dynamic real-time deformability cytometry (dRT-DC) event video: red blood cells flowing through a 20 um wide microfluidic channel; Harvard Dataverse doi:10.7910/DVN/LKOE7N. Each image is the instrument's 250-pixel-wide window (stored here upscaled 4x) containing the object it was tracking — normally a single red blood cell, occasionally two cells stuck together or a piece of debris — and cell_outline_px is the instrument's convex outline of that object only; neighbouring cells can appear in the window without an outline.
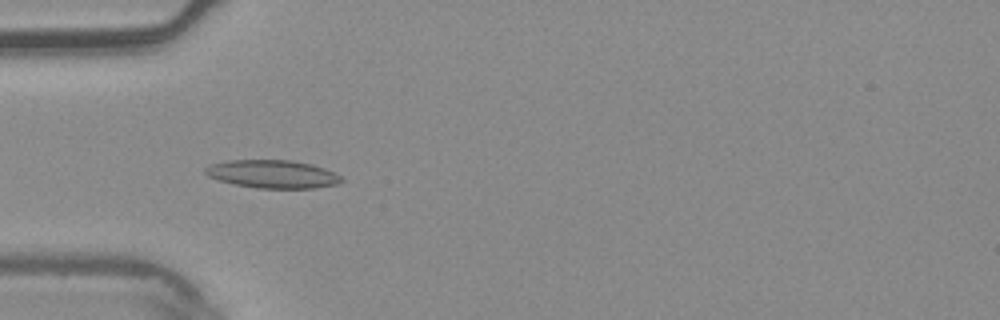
{"species": "common noctule bat (a hibernating species)", "species_latin": "Nyctalus noctula", "temperature_condition": "warm", "stored_images_in_passage": 6, "camera_frame_rate_fps": 3000, "um_per_image_px": 0.085, "animal": {"sex": "male", "body_mass_g": 20.4}, "frame": {"image": 1, "passage_image": 5, "time_ms": 1.333, "image_size_px": [1000, 320], "cell_outline_px": [[344, 180], [336, 184], [316, 188], [256, 188], [236, 184], [220, 180], [208, 176], [204, 172], [204, 168], [212, 164], [228, 160], [292, 160], [312, 164], [324, 168], [340, 176]], "centroid_in_image_um": [23.17, 14.79], "position_along_channel_um": 61.8, "area_um2": 22.14}}